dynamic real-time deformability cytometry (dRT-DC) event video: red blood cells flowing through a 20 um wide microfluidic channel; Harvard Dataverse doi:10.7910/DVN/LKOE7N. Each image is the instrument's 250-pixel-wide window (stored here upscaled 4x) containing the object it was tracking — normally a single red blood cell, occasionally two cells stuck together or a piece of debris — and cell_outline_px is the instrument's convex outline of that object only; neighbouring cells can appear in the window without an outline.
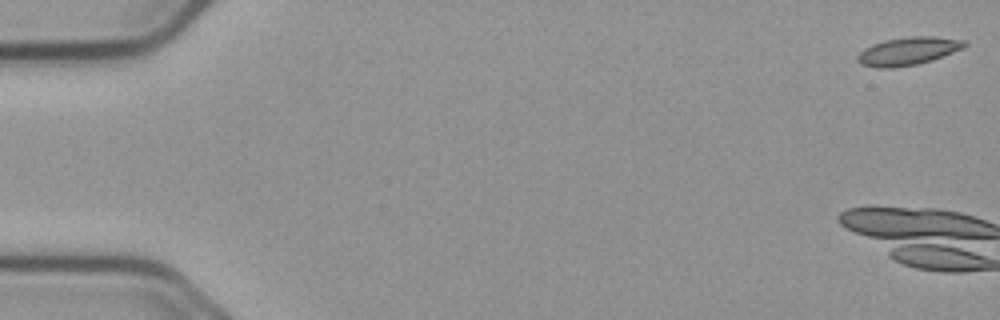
{"species": "common noctule bat (a hibernating species)", "species_latin": "Nyctalus noctula", "temperature_condition": "cold", "stored_images_in_passage": 16, "camera_frame_rate_fps": 3000, "um_per_image_px": 0.085, "animal": {"sex": "male", "body_mass_g": 23.1, "forearm_length_mm": 52.7}, "frame": {"image": 1, "passage_image": 1, "time_ms": 0.0, "image_size_px": [1000, 320], "cell_outline_px": [[968, 44], [964, 48], [932, 60], [916, 64], [892, 68], [876, 68], [860, 64], [856, 60], [856, 56], [864, 48], [872, 44], [884, 40], [908, 36], [936, 36], [968, 40]], "centroid_in_image_um": [77.2, 4.33], "position_along_channel_um": 7.8, "area_um2": 17.74}}